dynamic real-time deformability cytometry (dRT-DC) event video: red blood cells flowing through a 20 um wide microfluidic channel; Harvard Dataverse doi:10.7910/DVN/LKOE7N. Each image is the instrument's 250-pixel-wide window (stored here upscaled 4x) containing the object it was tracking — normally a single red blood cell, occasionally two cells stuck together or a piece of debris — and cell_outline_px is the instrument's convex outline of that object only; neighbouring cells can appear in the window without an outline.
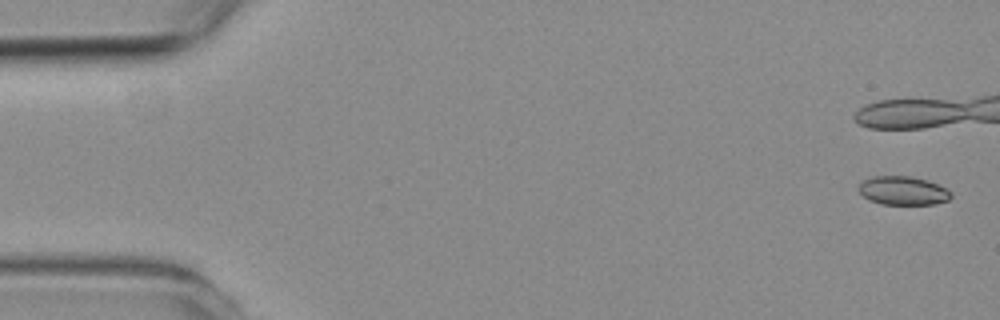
{"species": "common noctule bat (a hibernating species)", "species_latin": "Nyctalus noctula", "temperature_condition": "room temperature", "stored_images_in_passage": 6, "camera_frame_rate_fps": 3000, "um_per_image_px": 0.085, "animal": {"sex": "female", "body_mass_g": 19.3, "forearm_length_mm": 54.1}, "frame": {"image": 1, "passage_image": 1, "time_ms": 0.0, "image_size_px": [1000, 320], "cell_outline_px": [[952, 196], [948, 200], [936, 204], [880, 204], [868, 200], [860, 192], [860, 184], [864, 180], [872, 176], [912, 176], [928, 180], [952, 192]], "centroid_in_image_um": [76.77, 16.21], "position_along_channel_um": 8.2, "area_um2": 15.37}}